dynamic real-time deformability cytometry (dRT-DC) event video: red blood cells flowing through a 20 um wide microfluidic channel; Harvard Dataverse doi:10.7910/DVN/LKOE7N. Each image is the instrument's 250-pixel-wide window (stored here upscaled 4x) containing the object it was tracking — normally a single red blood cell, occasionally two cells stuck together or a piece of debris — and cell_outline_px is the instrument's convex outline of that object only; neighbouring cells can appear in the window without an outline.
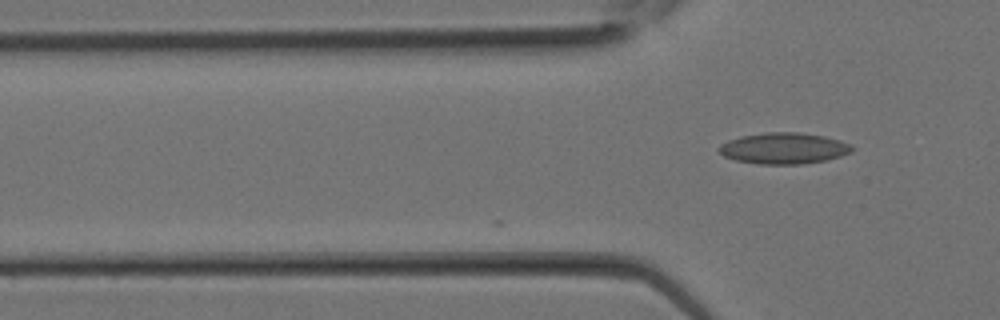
{"species": "Egyptian fruit bat (a non-hibernating species)", "species_latin": "Rousettus aegyptiacus", "temperature_condition": "room temperature", "stored_images_in_passage": 5, "camera_frame_rate_fps": 3000, "um_per_image_px": 0.085, "animal": {"sex": "female"}, "frame": {"image": 1, "passage_image": 5, "time_ms": 1.333, "image_size_px": [1000, 320], "cell_outline_px": [[856, 148], [852, 152], [840, 156], [824, 160], [800, 164], [760, 164], [736, 160], [724, 156], [716, 152], [716, 148], [720, 144], [728, 140], [740, 136], [764, 132], [800, 132], [824, 136], [840, 140], [852, 144]], "centroid_in_image_um": [66.6, 12.59], "position_along_channel_um": 59.2, "area_um2": 24.45}}